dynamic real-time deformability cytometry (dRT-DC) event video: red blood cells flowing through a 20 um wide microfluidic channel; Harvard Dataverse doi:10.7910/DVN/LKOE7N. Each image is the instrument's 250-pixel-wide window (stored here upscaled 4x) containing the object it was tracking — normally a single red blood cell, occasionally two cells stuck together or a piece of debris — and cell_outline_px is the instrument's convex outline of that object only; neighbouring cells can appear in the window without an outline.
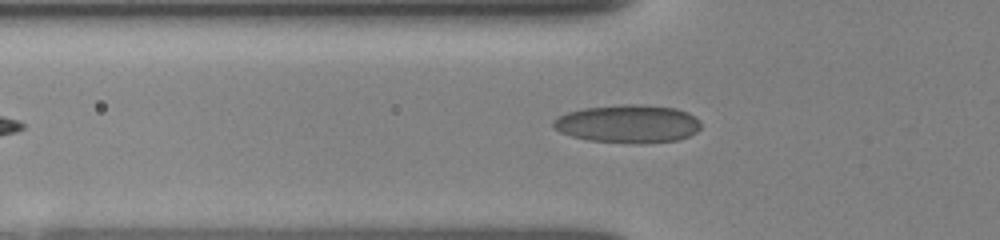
{"species": "human", "species_latin": "Homo sapiens", "temperature_condition": "room temperature", "stored_images_in_passage": 40, "camera_frame_rate_fps": 3000, "um_per_image_px": 0.085, "donor": {"sex": "female"}, "frame": {"image": 1, "passage_image": 9, "time_ms": 2.667, "image_size_px": [1000, 240], "cell_outline_px": [[700, 128], [696, 132], [688, 136], [676, 140], [644, 144], [632, 144], [588, 140], [572, 136], [560, 132], [552, 124], [552, 120], [568, 112], [584, 108], [624, 104], [640, 104], [676, 108], [688, 112], [700, 120]], "centroid_in_image_um": [53.4, 10.53], "position_along_channel_um": 72.4, "area_um2": 32.95}}
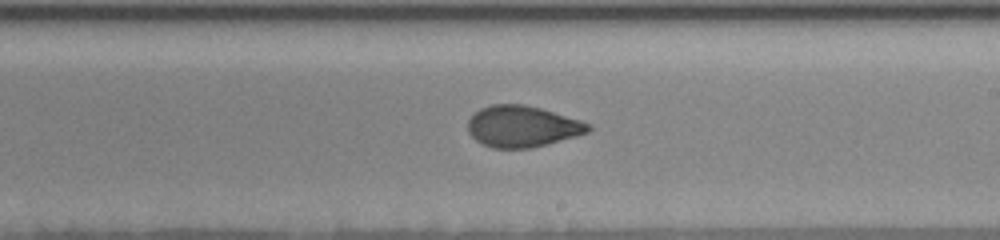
{"frame": {"image": 2, "passage_image": 22, "time_ms": 7.0, "image_size_px": [1000, 240], "cell_outline_px": [[592, 128], [588, 132], [548, 144], [532, 148], [492, 148], [476, 140], [468, 132], [468, 120], [480, 108], [492, 104], [524, 104], [540, 108], [580, 120], [592, 124]], "centroid_in_image_um": [44.4, 10.74], "position_along_channel_um": 244.6, "area_um2": 28.9}}
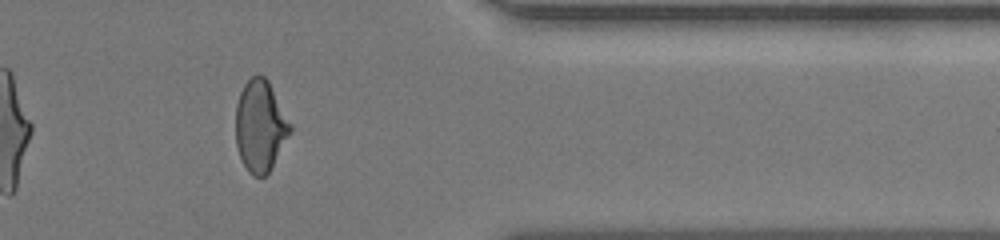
{"frame": {"image": 3, "passage_image": 34, "time_ms": 11.0, "image_size_px": [1000, 240], "cell_outline_px": [[292, 132], [268, 172], [264, 176], [252, 176], [248, 172], [240, 156], [236, 144], [236, 104], [240, 92], [244, 84], [252, 76], [264, 76], [268, 80], [292, 124]], "centroid_in_image_um": [22.13, 10.7], "position_along_channel_um": 389.3, "area_um2": 28.96}}